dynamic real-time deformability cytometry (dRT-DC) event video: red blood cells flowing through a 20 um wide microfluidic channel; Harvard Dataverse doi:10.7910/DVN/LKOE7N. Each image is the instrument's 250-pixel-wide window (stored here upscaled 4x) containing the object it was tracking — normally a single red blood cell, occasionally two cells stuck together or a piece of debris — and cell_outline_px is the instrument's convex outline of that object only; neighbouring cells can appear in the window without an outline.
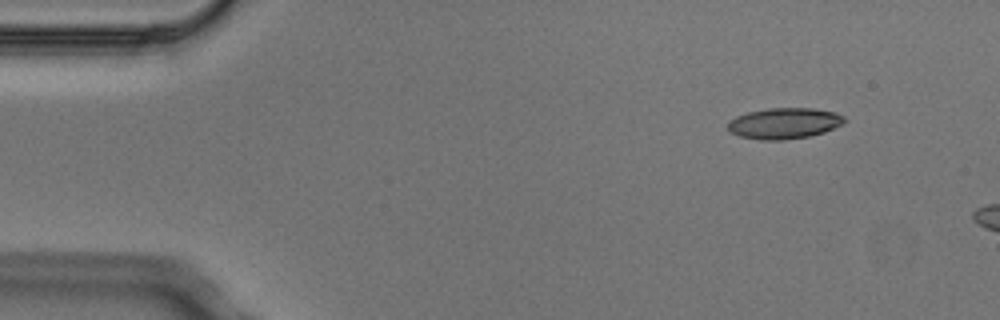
{"species": "Egyptian fruit bat (a non-hibernating species)", "species_latin": "Rousettus aegyptiacus", "temperature_condition": "cold", "stored_images_in_passage": 2, "camera_frame_rate_fps": 3000, "um_per_image_px": 0.085, "animal": {"sex": "male"}, "frame": {"image": 1, "passage_image": 1, "time_ms": 0.0, "image_size_px": [1000, 320], "cell_outline_px": [[848, 120], [844, 124], [824, 132], [808, 136], [780, 140], [760, 140], [740, 136], [728, 132], [728, 124], [736, 116], [748, 112], [768, 108], [812, 108], [836, 112], [844, 116]], "centroid_in_image_um": [66.69, 10.48], "position_along_channel_um": 18.3, "area_um2": 21.1}}